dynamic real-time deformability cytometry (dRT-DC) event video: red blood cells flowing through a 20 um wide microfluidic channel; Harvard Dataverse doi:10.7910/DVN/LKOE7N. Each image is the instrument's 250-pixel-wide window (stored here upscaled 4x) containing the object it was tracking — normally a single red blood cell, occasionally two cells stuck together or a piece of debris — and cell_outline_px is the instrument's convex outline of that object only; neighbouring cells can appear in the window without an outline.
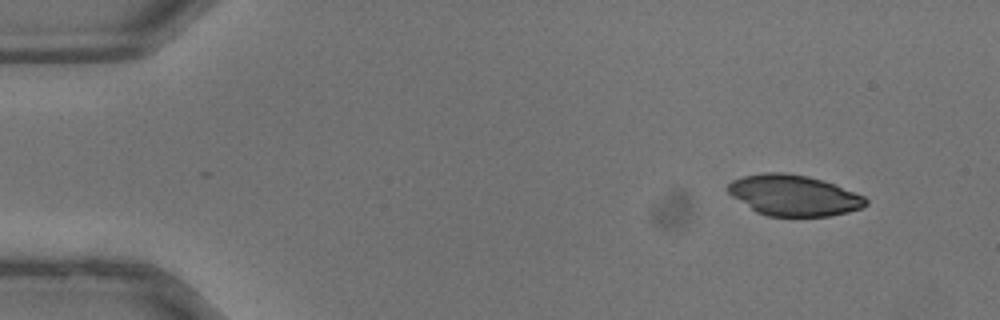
{"species": "common noctule bat (a hibernating species)", "species_latin": "Nyctalus noctula", "temperature_condition": "warm", "stored_images_in_passage": 9, "camera_frame_rate_fps": 3000, "um_per_image_px": 0.085, "animal": {"sex": "male", "body_mass_g": 13.3}, "frame": {"image": 1, "passage_image": 1, "time_ms": 0.0, "image_size_px": [1000, 320], "cell_outline_px": [[868, 204], [860, 208], [848, 212], [828, 216], [768, 216], [756, 212], [732, 196], [728, 192], [728, 184], [732, 180], [744, 176], [764, 172], [784, 172], [808, 176], [832, 184], [864, 196], [868, 200]], "centroid_in_image_um": [67.44, 16.61], "position_along_channel_um": 17.6, "area_um2": 32.48}}
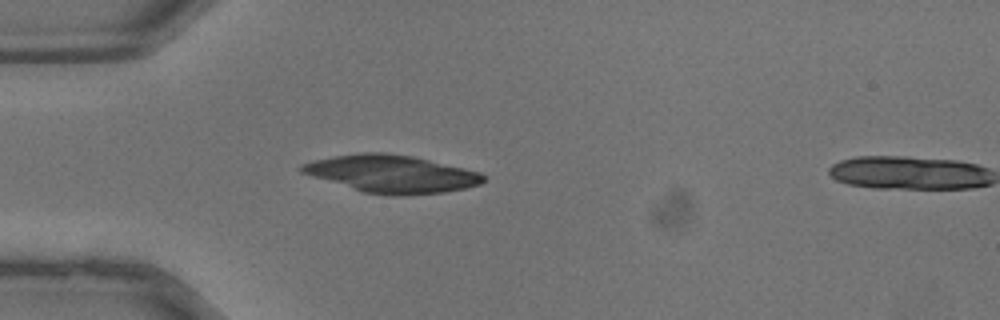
{"frame": {"image": 2, "passage_image": 8, "time_ms": 2.333, "image_size_px": [1000, 320], "cell_outline_px": [[488, 180], [480, 184], [464, 188], [444, 192], [400, 196], [392, 196], [364, 192], [312, 176], [300, 172], [296, 168], [300, 164], [312, 160], [360, 152], [384, 152], [412, 156], [464, 168], [480, 172]], "centroid_in_image_um": [33.27, 14.77], "position_along_channel_um": 51.7, "area_um2": 39.71}}